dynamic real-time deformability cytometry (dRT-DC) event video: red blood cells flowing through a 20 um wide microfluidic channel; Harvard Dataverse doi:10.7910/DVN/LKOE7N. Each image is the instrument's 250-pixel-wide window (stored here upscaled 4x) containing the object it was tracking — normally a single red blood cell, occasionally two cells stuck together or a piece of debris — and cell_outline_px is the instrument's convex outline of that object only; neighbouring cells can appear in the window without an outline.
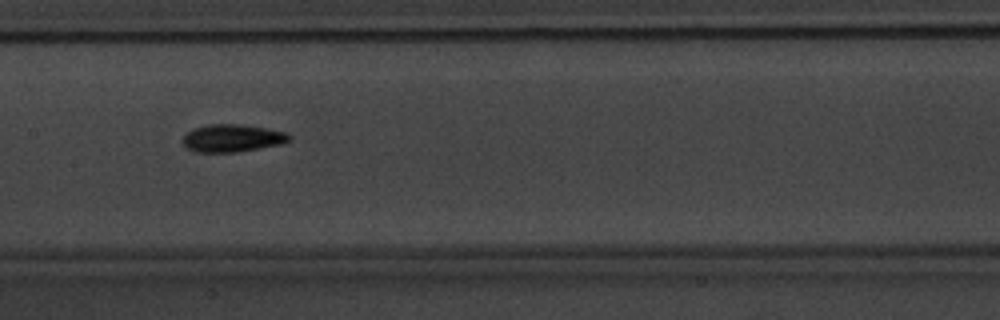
{"species": "common noctule bat (a hibernating species)", "species_latin": "Nyctalus noctula", "temperature_condition": "warm", "stored_images_in_passage": 8, "camera_frame_rate_fps": 3000, "um_per_image_px": 0.085, "animal": {"sex": "male", "body_mass_g": 20.1, "forearm_length_mm": 53.5}, "frame": {"image": 1, "passage_image": 7, "time_ms": 8.0, "image_size_px": [1000, 320], "cell_outline_px": [[292, 140], [280, 144], [260, 148], [236, 152], [196, 152], [188, 148], [180, 140], [188, 132], [196, 128], [208, 124], [236, 124], [268, 128], [288, 132], [292, 136]], "centroid_in_image_um": [19.79, 11.74], "position_along_channel_um": 187.6, "area_um2": 17.17}}
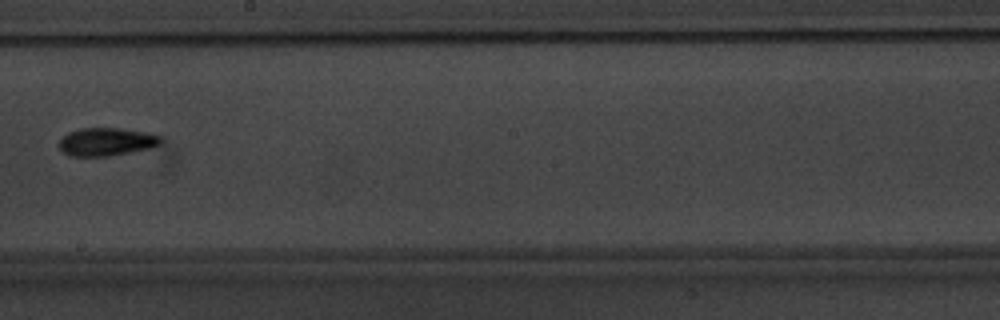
{"frame": {"image": 2, "passage_image": 8, "time_ms": 9.333, "image_size_px": [1000, 320], "cell_outline_px": [[164, 140], [160, 144], [152, 148], [108, 156], [72, 156], [64, 152], [60, 148], [60, 140], [68, 132], [80, 128], [120, 128], [144, 132], [164, 136]], "centroid_in_image_um": [9.11, 12.04], "position_along_channel_um": 239.1, "area_um2": 16.65}}